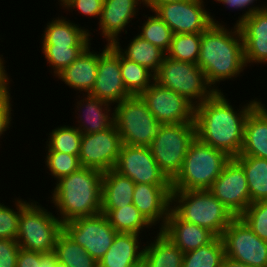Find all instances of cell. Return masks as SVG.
<instances>
[{
    "label": "cell",
    "instance_id": "cell-1",
    "mask_svg": "<svg viewBox=\"0 0 267 267\" xmlns=\"http://www.w3.org/2000/svg\"><path fill=\"white\" fill-rule=\"evenodd\" d=\"M230 104L223 91L216 92L195 106L194 121L196 137L201 142L234 158L241 153L245 120L256 106V98L241 105L242 108L239 106L238 111Z\"/></svg>",
    "mask_w": 267,
    "mask_h": 267
},
{
    "label": "cell",
    "instance_id": "cell-2",
    "mask_svg": "<svg viewBox=\"0 0 267 267\" xmlns=\"http://www.w3.org/2000/svg\"><path fill=\"white\" fill-rule=\"evenodd\" d=\"M233 27L230 30L223 24H212L202 32L197 65L216 92H221L218 83L237 78L247 67L240 29L236 24Z\"/></svg>",
    "mask_w": 267,
    "mask_h": 267
},
{
    "label": "cell",
    "instance_id": "cell-3",
    "mask_svg": "<svg viewBox=\"0 0 267 267\" xmlns=\"http://www.w3.org/2000/svg\"><path fill=\"white\" fill-rule=\"evenodd\" d=\"M102 177L99 170L81 167L56 181L50 202L62 224L101 213Z\"/></svg>",
    "mask_w": 267,
    "mask_h": 267
},
{
    "label": "cell",
    "instance_id": "cell-4",
    "mask_svg": "<svg viewBox=\"0 0 267 267\" xmlns=\"http://www.w3.org/2000/svg\"><path fill=\"white\" fill-rule=\"evenodd\" d=\"M171 210L181 220L207 228L217 237L235 218L208 189L172 191Z\"/></svg>",
    "mask_w": 267,
    "mask_h": 267
},
{
    "label": "cell",
    "instance_id": "cell-5",
    "mask_svg": "<svg viewBox=\"0 0 267 267\" xmlns=\"http://www.w3.org/2000/svg\"><path fill=\"white\" fill-rule=\"evenodd\" d=\"M230 159L224 151L196 137L187 150L181 171L171 181L172 191L209 189Z\"/></svg>",
    "mask_w": 267,
    "mask_h": 267
},
{
    "label": "cell",
    "instance_id": "cell-6",
    "mask_svg": "<svg viewBox=\"0 0 267 267\" xmlns=\"http://www.w3.org/2000/svg\"><path fill=\"white\" fill-rule=\"evenodd\" d=\"M62 231L63 224L57 216L37 201L30 200L20 213L16 241L20 248L25 250L51 252L54 251Z\"/></svg>",
    "mask_w": 267,
    "mask_h": 267
},
{
    "label": "cell",
    "instance_id": "cell-7",
    "mask_svg": "<svg viewBox=\"0 0 267 267\" xmlns=\"http://www.w3.org/2000/svg\"><path fill=\"white\" fill-rule=\"evenodd\" d=\"M114 124L123 144L149 147L162 123L148 109L140 95L130 96L115 104Z\"/></svg>",
    "mask_w": 267,
    "mask_h": 267
},
{
    "label": "cell",
    "instance_id": "cell-8",
    "mask_svg": "<svg viewBox=\"0 0 267 267\" xmlns=\"http://www.w3.org/2000/svg\"><path fill=\"white\" fill-rule=\"evenodd\" d=\"M154 81L184 96L194 106L203 103L216 93L197 64L176 61L167 56L159 66Z\"/></svg>",
    "mask_w": 267,
    "mask_h": 267
},
{
    "label": "cell",
    "instance_id": "cell-9",
    "mask_svg": "<svg viewBox=\"0 0 267 267\" xmlns=\"http://www.w3.org/2000/svg\"><path fill=\"white\" fill-rule=\"evenodd\" d=\"M195 138V122L161 125L149 148L160 170L170 181L181 171L187 150Z\"/></svg>",
    "mask_w": 267,
    "mask_h": 267
},
{
    "label": "cell",
    "instance_id": "cell-10",
    "mask_svg": "<svg viewBox=\"0 0 267 267\" xmlns=\"http://www.w3.org/2000/svg\"><path fill=\"white\" fill-rule=\"evenodd\" d=\"M221 239L225 256L252 267H267V242L259 238L240 217L231 221Z\"/></svg>",
    "mask_w": 267,
    "mask_h": 267
},
{
    "label": "cell",
    "instance_id": "cell-11",
    "mask_svg": "<svg viewBox=\"0 0 267 267\" xmlns=\"http://www.w3.org/2000/svg\"><path fill=\"white\" fill-rule=\"evenodd\" d=\"M63 231L99 261L118 233L103 213L79 217L63 224Z\"/></svg>",
    "mask_w": 267,
    "mask_h": 267
},
{
    "label": "cell",
    "instance_id": "cell-12",
    "mask_svg": "<svg viewBox=\"0 0 267 267\" xmlns=\"http://www.w3.org/2000/svg\"><path fill=\"white\" fill-rule=\"evenodd\" d=\"M204 0H182L165 4L154 13L172 30L173 34L202 33L219 23L204 7Z\"/></svg>",
    "mask_w": 267,
    "mask_h": 267
},
{
    "label": "cell",
    "instance_id": "cell-13",
    "mask_svg": "<svg viewBox=\"0 0 267 267\" xmlns=\"http://www.w3.org/2000/svg\"><path fill=\"white\" fill-rule=\"evenodd\" d=\"M122 144L115 124L104 131L82 134L79 154L81 167L103 173L114 169Z\"/></svg>",
    "mask_w": 267,
    "mask_h": 267
},
{
    "label": "cell",
    "instance_id": "cell-14",
    "mask_svg": "<svg viewBox=\"0 0 267 267\" xmlns=\"http://www.w3.org/2000/svg\"><path fill=\"white\" fill-rule=\"evenodd\" d=\"M140 96L153 116L162 124L195 122V106L184 96L155 81Z\"/></svg>",
    "mask_w": 267,
    "mask_h": 267
},
{
    "label": "cell",
    "instance_id": "cell-15",
    "mask_svg": "<svg viewBox=\"0 0 267 267\" xmlns=\"http://www.w3.org/2000/svg\"><path fill=\"white\" fill-rule=\"evenodd\" d=\"M114 170L127 176L135 184L171 185L149 147L122 144Z\"/></svg>",
    "mask_w": 267,
    "mask_h": 267
},
{
    "label": "cell",
    "instance_id": "cell-16",
    "mask_svg": "<svg viewBox=\"0 0 267 267\" xmlns=\"http://www.w3.org/2000/svg\"><path fill=\"white\" fill-rule=\"evenodd\" d=\"M235 217L250 205V193L242 166L231 158L208 189Z\"/></svg>",
    "mask_w": 267,
    "mask_h": 267
},
{
    "label": "cell",
    "instance_id": "cell-17",
    "mask_svg": "<svg viewBox=\"0 0 267 267\" xmlns=\"http://www.w3.org/2000/svg\"><path fill=\"white\" fill-rule=\"evenodd\" d=\"M89 95L113 105L132 96L122 80L120 52L112 44H106L102 52H98L96 81Z\"/></svg>",
    "mask_w": 267,
    "mask_h": 267
},
{
    "label": "cell",
    "instance_id": "cell-18",
    "mask_svg": "<svg viewBox=\"0 0 267 267\" xmlns=\"http://www.w3.org/2000/svg\"><path fill=\"white\" fill-rule=\"evenodd\" d=\"M171 185L135 184L133 205L154 226L161 230L171 210Z\"/></svg>",
    "mask_w": 267,
    "mask_h": 267
},
{
    "label": "cell",
    "instance_id": "cell-19",
    "mask_svg": "<svg viewBox=\"0 0 267 267\" xmlns=\"http://www.w3.org/2000/svg\"><path fill=\"white\" fill-rule=\"evenodd\" d=\"M238 27L242 35L246 66L267 64V5L245 18Z\"/></svg>",
    "mask_w": 267,
    "mask_h": 267
},
{
    "label": "cell",
    "instance_id": "cell-20",
    "mask_svg": "<svg viewBox=\"0 0 267 267\" xmlns=\"http://www.w3.org/2000/svg\"><path fill=\"white\" fill-rule=\"evenodd\" d=\"M142 0H104L99 30L107 44L120 41V34L125 31L128 24L137 16ZM137 12V13H136Z\"/></svg>",
    "mask_w": 267,
    "mask_h": 267
},
{
    "label": "cell",
    "instance_id": "cell-21",
    "mask_svg": "<svg viewBox=\"0 0 267 267\" xmlns=\"http://www.w3.org/2000/svg\"><path fill=\"white\" fill-rule=\"evenodd\" d=\"M160 231L183 253L205 246L217 237L207 228L181 220L172 210Z\"/></svg>",
    "mask_w": 267,
    "mask_h": 267
},
{
    "label": "cell",
    "instance_id": "cell-22",
    "mask_svg": "<svg viewBox=\"0 0 267 267\" xmlns=\"http://www.w3.org/2000/svg\"><path fill=\"white\" fill-rule=\"evenodd\" d=\"M79 98L83 99L76 102L77 105L75 106L81 115L76 113L78 115L76 117L78 118L76 121L78 122V126L76 124L75 127L82 134L104 131L114 124V109L112 110L111 108L113 106L112 104L84 93L83 97L79 95Z\"/></svg>",
    "mask_w": 267,
    "mask_h": 267
},
{
    "label": "cell",
    "instance_id": "cell-23",
    "mask_svg": "<svg viewBox=\"0 0 267 267\" xmlns=\"http://www.w3.org/2000/svg\"><path fill=\"white\" fill-rule=\"evenodd\" d=\"M90 45L56 76L70 88L85 94H90L94 88L98 68V52L92 50Z\"/></svg>",
    "mask_w": 267,
    "mask_h": 267
},
{
    "label": "cell",
    "instance_id": "cell-24",
    "mask_svg": "<svg viewBox=\"0 0 267 267\" xmlns=\"http://www.w3.org/2000/svg\"><path fill=\"white\" fill-rule=\"evenodd\" d=\"M140 237L135 233L118 232L110 248L98 261V267H140L144 253Z\"/></svg>",
    "mask_w": 267,
    "mask_h": 267
},
{
    "label": "cell",
    "instance_id": "cell-25",
    "mask_svg": "<svg viewBox=\"0 0 267 267\" xmlns=\"http://www.w3.org/2000/svg\"><path fill=\"white\" fill-rule=\"evenodd\" d=\"M61 17L54 18L46 24L41 38L42 45L88 46L91 44V32L87 28Z\"/></svg>",
    "mask_w": 267,
    "mask_h": 267
},
{
    "label": "cell",
    "instance_id": "cell-26",
    "mask_svg": "<svg viewBox=\"0 0 267 267\" xmlns=\"http://www.w3.org/2000/svg\"><path fill=\"white\" fill-rule=\"evenodd\" d=\"M239 156L267 159V113L257 105L245 120L243 144Z\"/></svg>",
    "mask_w": 267,
    "mask_h": 267
},
{
    "label": "cell",
    "instance_id": "cell-27",
    "mask_svg": "<svg viewBox=\"0 0 267 267\" xmlns=\"http://www.w3.org/2000/svg\"><path fill=\"white\" fill-rule=\"evenodd\" d=\"M134 187L135 183L130 178L114 169L104 172L101 211H111L133 204Z\"/></svg>",
    "mask_w": 267,
    "mask_h": 267
},
{
    "label": "cell",
    "instance_id": "cell-28",
    "mask_svg": "<svg viewBox=\"0 0 267 267\" xmlns=\"http://www.w3.org/2000/svg\"><path fill=\"white\" fill-rule=\"evenodd\" d=\"M159 231V232H158ZM144 246L142 267H182L184 253L160 230Z\"/></svg>",
    "mask_w": 267,
    "mask_h": 267
},
{
    "label": "cell",
    "instance_id": "cell-29",
    "mask_svg": "<svg viewBox=\"0 0 267 267\" xmlns=\"http://www.w3.org/2000/svg\"><path fill=\"white\" fill-rule=\"evenodd\" d=\"M125 58L142 65L150 70L154 75L163 62L166 53L147 40L136 35L124 49L119 41L112 44Z\"/></svg>",
    "mask_w": 267,
    "mask_h": 267
},
{
    "label": "cell",
    "instance_id": "cell-30",
    "mask_svg": "<svg viewBox=\"0 0 267 267\" xmlns=\"http://www.w3.org/2000/svg\"><path fill=\"white\" fill-rule=\"evenodd\" d=\"M234 159L245 172L251 203L267 200V159L253 156H236Z\"/></svg>",
    "mask_w": 267,
    "mask_h": 267
},
{
    "label": "cell",
    "instance_id": "cell-31",
    "mask_svg": "<svg viewBox=\"0 0 267 267\" xmlns=\"http://www.w3.org/2000/svg\"><path fill=\"white\" fill-rule=\"evenodd\" d=\"M101 213L107 217L109 224L117 232L141 235L144 228L150 229L153 226L133 204Z\"/></svg>",
    "mask_w": 267,
    "mask_h": 267
},
{
    "label": "cell",
    "instance_id": "cell-32",
    "mask_svg": "<svg viewBox=\"0 0 267 267\" xmlns=\"http://www.w3.org/2000/svg\"><path fill=\"white\" fill-rule=\"evenodd\" d=\"M54 251L58 261L68 267H98V261L64 231L59 234Z\"/></svg>",
    "mask_w": 267,
    "mask_h": 267
},
{
    "label": "cell",
    "instance_id": "cell-33",
    "mask_svg": "<svg viewBox=\"0 0 267 267\" xmlns=\"http://www.w3.org/2000/svg\"><path fill=\"white\" fill-rule=\"evenodd\" d=\"M120 69L126 90L132 95H141L153 82L154 74L147 68L125 58L120 53Z\"/></svg>",
    "mask_w": 267,
    "mask_h": 267
},
{
    "label": "cell",
    "instance_id": "cell-34",
    "mask_svg": "<svg viewBox=\"0 0 267 267\" xmlns=\"http://www.w3.org/2000/svg\"><path fill=\"white\" fill-rule=\"evenodd\" d=\"M225 256L221 237L211 243L184 253L182 267H221Z\"/></svg>",
    "mask_w": 267,
    "mask_h": 267
},
{
    "label": "cell",
    "instance_id": "cell-35",
    "mask_svg": "<svg viewBox=\"0 0 267 267\" xmlns=\"http://www.w3.org/2000/svg\"><path fill=\"white\" fill-rule=\"evenodd\" d=\"M202 33L173 34L166 56L183 62L197 64Z\"/></svg>",
    "mask_w": 267,
    "mask_h": 267
},
{
    "label": "cell",
    "instance_id": "cell-36",
    "mask_svg": "<svg viewBox=\"0 0 267 267\" xmlns=\"http://www.w3.org/2000/svg\"><path fill=\"white\" fill-rule=\"evenodd\" d=\"M47 151L62 152L79 157L82 133L75 126H58L49 132ZM48 146V147H47Z\"/></svg>",
    "mask_w": 267,
    "mask_h": 267
},
{
    "label": "cell",
    "instance_id": "cell-37",
    "mask_svg": "<svg viewBox=\"0 0 267 267\" xmlns=\"http://www.w3.org/2000/svg\"><path fill=\"white\" fill-rule=\"evenodd\" d=\"M145 18V22L141 24V27L139 26V28H141V31L138 36H140L144 40L149 41L166 53L172 41V30L155 13L152 15L150 14V16L145 15Z\"/></svg>",
    "mask_w": 267,
    "mask_h": 267
},
{
    "label": "cell",
    "instance_id": "cell-38",
    "mask_svg": "<svg viewBox=\"0 0 267 267\" xmlns=\"http://www.w3.org/2000/svg\"><path fill=\"white\" fill-rule=\"evenodd\" d=\"M42 53L46 61L53 69L54 76H57L65 68H67L87 46H56L41 45Z\"/></svg>",
    "mask_w": 267,
    "mask_h": 267
},
{
    "label": "cell",
    "instance_id": "cell-39",
    "mask_svg": "<svg viewBox=\"0 0 267 267\" xmlns=\"http://www.w3.org/2000/svg\"><path fill=\"white\" fill-rule=\"evenodd\" d=\"M45 157V166L50 171L49 175L55 178L56 181L81 168L79 157L76 155L47 151Z\"/></svg>",
    "mask_w": 267,
    "mask_h": 267
},
{
    "label": "cell",
    "instance_id": "cell-40",
    "mask_svg": "<svg viewBox=\"0 0 267 267\" xmlns=\"http://www.w3.org/2000/svg\"><path fill=\"white\" fill-rule=\"evenodd\" d=\"M16 199L13 201L15 209L0 203V238L13 240L17 238L20 213L30 201L17 197Z\"/></svg>",
    "mask_w": 267,
    "mask_h": 267
},
{
    "label": "cell",
    "instance_id": "cell-41",
    "mask_svg": "<svg viewBox=\"0 0 267 267\" xmlns=\"http://www.w3.org/2000/svg\"><path fill=\"white\" fill-rule=\"evenodd\" d=\"M239 217L259 238L267 242V200L251 203Z\"/></svg>",
    "mask_w": 267,
    "mask_h": 267
},
{
    "label": "cell",
    "instance_id": "cell-42",
    "mask_svg": "<svg viewBox=\"0 0 267 267\" xmlns=\"http://www.w3.org/2000/svg\"><path fill=\"white\" fill-rule=\"evenodd\" d=\"M57 261L55 251L40 253L20 248L16 267H54Z\"/></svg>",
    "mask_w": 267,
    "mask_h": 267
},
{
    "label": "cell",
    "instance_id": "cell-43",
    "mask_svg": "<svg viewBox=\"0 0 267 267\" xmlns=\"http://www.w3.org/2000/svg\"><path fill=\"white\" fill-rule=\"evenodd\" d=\"M104 0H58L60 7L68 11L75 8L83 16L100 19ZM65 7V8H64Z\"/></svg>",
    "mask_w": 267,
    "mask_h": 267
},
{
    "label": "cell",
    "instance_id": "cell-44",
    "mask_svg": "<svg viewBox=\"0 0 267 267\" xmlns=\"http://www.w3.org/2000/svg\"><path fill=\"white\" fill-rule=\"evenodd\" d=\"M19 249L16 240L0 238V267H16Z\"/></svg>",
    "mask_w": 267,
    "mask_h": 267
},
{
    "label": "cell",
    "instance_id": "cell-45",
    "mask_svg": "<svg viewBox=\"0 0 267 267\" xmlns=\"http://www.w3.org/2000/svg\"><path fill=\"white\" fill-rule=\"evenodd\" d=\"M216 2H218L219 4L222 3L224 6L228 5L227 7H231L232 9H239L242 10L243 8V13L242 15H240L238 17V20L236 21V25H238L240 22H242L245 18H247L248 16H250L252 13L259 11L261 9H263L265 7V5L267 4H262V6L260 5H253V3L257 0H215ZM251 5V6H249ZM247 8V10H246Z\"/></svg>",
    "mask_w": 267,
    "mask_h": 267
},
{
    "label": "cell",
    "instance_id": "cell-46",
    "mask_svg": "<svg viewBox=\"0 0 267 267\" xmlns=\"http://www.w3.org/2000/svg\"><path fill=\"white\" fill-rule=\"evenodd\" d=\"M10 89L0 97V138L4 135L5 131L9 130L12 121L13 103Z\"/></svg>",
    "mask_w": 267,
    "mask_h": 267
},
{
    "label": "cell",
    "instance_id": "cell-47",
    "mask_svg": "<svg viewBox=\"0 0 267 267\" xmlns=\"http://www.w3.org/2000/svg\"><path fill=\"white\" fill-rule=\"evenodd\" d=\"M5 60L3 55H0V97L5 94L9 89H11L9 86L10 84V78L8 76L7 71L5 70Z\"/></svg>",
    "mask_w": 267,
    "mask_h": 267
},
{
    "label": "cell",
    "instance_id": "cell-48",
    "mask_svg": "<svg viewBox=\"0 0 267 267\" xmlns=\"http://www.w3.org/2000/svg\"><path fill=\"white\" fill-rule=\"evenodd\" d=\"M182 0H142L143 7L150 8L152 13H154L159 7L169 4V3H175Z\"/></svg>",
    "mask_w": 267,
    "mask_h": 267
},
{
    "label": "cell",
    "instance_id": "cell-49",
    "mask_svg": "<svg viewBox=\"0 0 267 267\" xmlns=\"http://www.w3.org/2000/svg\"><path fill=\"white\" fill-rule=\"evenodd\" d=\"M221 267H252V266L247 265L243 262L233 260L227 256H224V258L222 259Z\"/></svg>",
    "mask_w": 267,
    "mask_h": 267
},
{
    "label": "cell",
    "instance_id": "cell-50",
    "mask_svg": "<svg viewBox=\"0 0 267 267\" xmlns=\"http://www.w3.org/2000/svg\"><path fill=\"white\" fill-rule=\"evenodd\" d=\"M256 105L265 113H267V106H265V104L262 103V101L258 98H256Z\"/></svg>",
    "mask_w": 267,
    "mask_h": 267
},
{
    "label": "cell",
    "instance_id": "cell-51",
    "mask_svg": "<svg viewBox=\"0 0 267 267\" xmlns=\"http://www.w3.org/2000/svg\"><path fill=\"white\" fill-rule=\"evenodd\" d=\"M54 267H68V266H66L65 264H63V263L57 261V262L55 263Z\"/></svg>",
    "mask_w": 267,
    "mask_h": 267
}]
</instances>
